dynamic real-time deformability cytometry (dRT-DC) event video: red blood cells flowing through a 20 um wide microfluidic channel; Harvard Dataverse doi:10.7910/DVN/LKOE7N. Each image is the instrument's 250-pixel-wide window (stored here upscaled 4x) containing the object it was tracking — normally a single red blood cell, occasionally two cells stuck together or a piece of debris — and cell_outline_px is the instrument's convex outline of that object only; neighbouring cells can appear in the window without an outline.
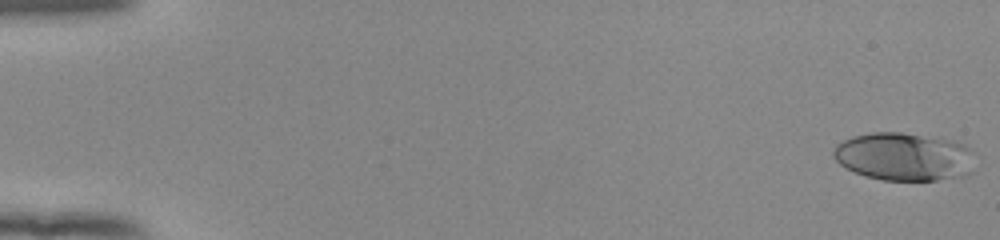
{"species": "human", "species_latin": "Homo sapiens", "temperature_condition": "room temperature", "stored_images_in_passage": 53, "camera_frame_rate_fps": 3000, "um_per_image_px": 0.085, "donor": {"sex": "female"}, "frame": {"image": 1, "passage_image": 1, "time_ms": 0.0, "image_size_px": [1000, 240], "cell_outline_px": [[976, 152], [972, 172], [960, 176], [936, 180], [884, 180], [864, 176], [840, 164], [832, 156], [832, 152], [836, 144], [852, 136], [872, 132], [900, 132], [952, 140], [964, 144], [972, 148]], "centroid_in_image_um": [76.88, 13.31], "position_along_channel_um": 8.1, "area_um2": 40.0}}
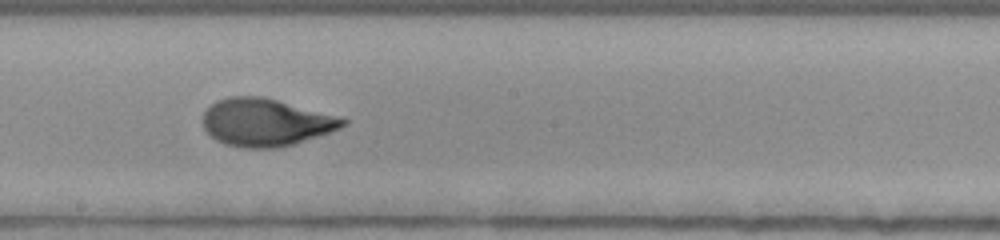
{"frame": {"image": 2, "passage_image": 31, "time_ms": 10.0, "image_size_px": [1000, 240], "cell_outline_px": [[348, 124], [340, 128], [292, 144], [276, 148], [244, 148], [224, 144], [216, 140], [204, 128], [204, 112], [216, 100], [228, 96], [260, 96], [340, 116], [348, 120]], "centroid_in_image_um": [22.58, 10.39], "position_along_channel_um": 225.6, "area_um2": 38.49}}
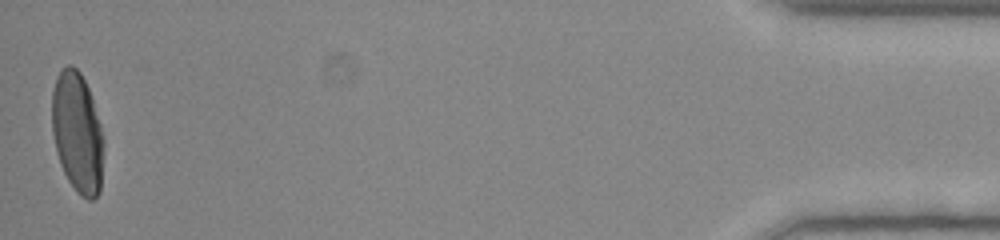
{"frame": {"image": 3, "passage_image": 53, "time_ms": 17.333, "image_size_px": [1000, 240], "cell_outline_px": [[104, 140], [100, 192], [92, 200], [88, 200], [80, 196], [76, 192], [68, 180], [60, 164], [52, 132], [52, 92], [56, 76], [68, 64], [72, 64], [80, 72], [88, 88], [100, 124]], "centroid_in_image_um": [6.57, 11.29], "position_along_channel_um": 428.6, "area_um2": 36.3}, "authors_computed_cell_mechanics": {"area_um2": 38.0902, "velocity_mm_per_s": 3.9198, "shape_relaxation_time_tau1_ms": 4.6293, "shape_relaxation_time_tau2_ms": 0.8544, "deformation_change_tau1": 0.2341, "deformation_change_tau2": 0.0572}}